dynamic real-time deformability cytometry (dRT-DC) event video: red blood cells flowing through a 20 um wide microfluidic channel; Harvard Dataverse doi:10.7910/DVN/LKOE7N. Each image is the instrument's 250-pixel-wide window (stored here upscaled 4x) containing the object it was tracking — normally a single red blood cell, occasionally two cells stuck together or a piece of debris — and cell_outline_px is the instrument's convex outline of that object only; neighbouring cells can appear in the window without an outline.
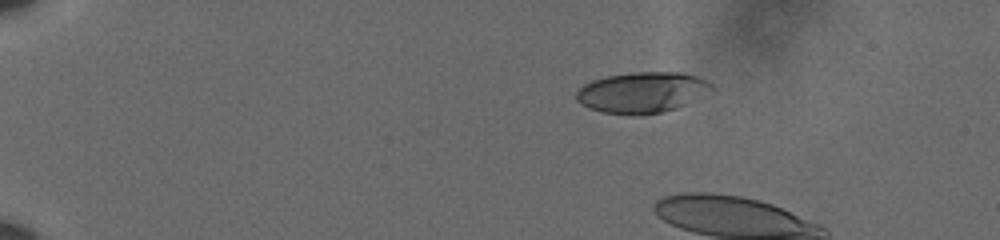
{"species": "human", "species_latin": "Homo sapiens", "temperature_condition": "cold", "stored_images_in_passage": 6, "camera_frame_rate_fps": 3000, "um_per_image_px": 0.085, "donor": {"sex": "male"}, "frame": {"image": 1, "passage_image": 2, "time_ms": 0.333, "image_size_px": [1000, 240], "cell_outline_px": [[716, 88], [676, 108], [664, 112], [640, 116], [632, 116], [604, 112], [588, 108], [580, 104], [576, 100], [576, 92], [584, 84], [592, 80], [604, 76], [632, 72], [680, 72], [696, 76], [708, 80]], "centroid_in_image_um": [54.55, 7.86], "position_along_channel_um": 30.4, "area_um2": 32.48}}